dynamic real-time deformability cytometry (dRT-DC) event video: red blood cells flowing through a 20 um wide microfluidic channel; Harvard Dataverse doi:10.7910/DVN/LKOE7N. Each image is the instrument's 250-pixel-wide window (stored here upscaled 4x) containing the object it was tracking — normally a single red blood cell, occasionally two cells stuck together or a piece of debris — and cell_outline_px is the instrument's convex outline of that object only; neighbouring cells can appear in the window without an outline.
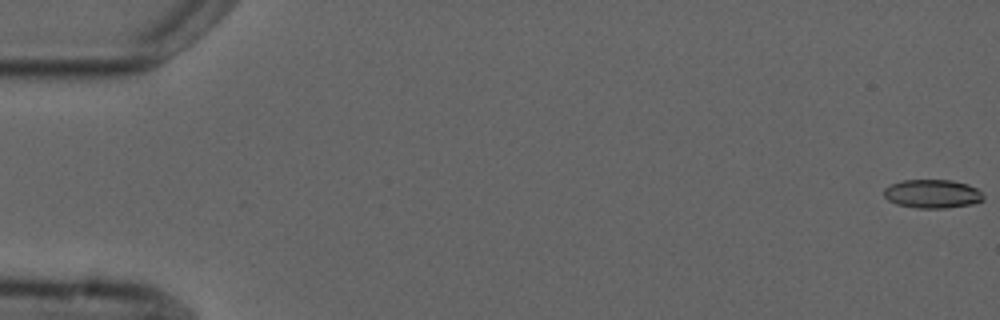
{"species": "common noctule bat (a hibernating species)", "species_latin": "Nyctalus noctula", "temperature_condition": "cold", "stored_images_in_passage": 6, "camera_frame_rate_fps": 3000, "um_per_image_px": 0.085, "animal": {"sex": "male", "forearm_length_mm": 52.5}, "frame": {"image": 1, "passage_image": 1, "time_ms": 0.0, "image_size_px": [1000, 320], "cell_outline_px": [[984, 200], [972, 204], [948, 208], [916, 208], [896, 204], [888, 200], [884, 196], [884, 188], [900, 180], [952, 180], [968, 184], [976, 188], [984, 196]], "centroid_in_image_um": [79.25, 16.48], "position_along_channel_um": 5.7, "area_um2": 16.7}}
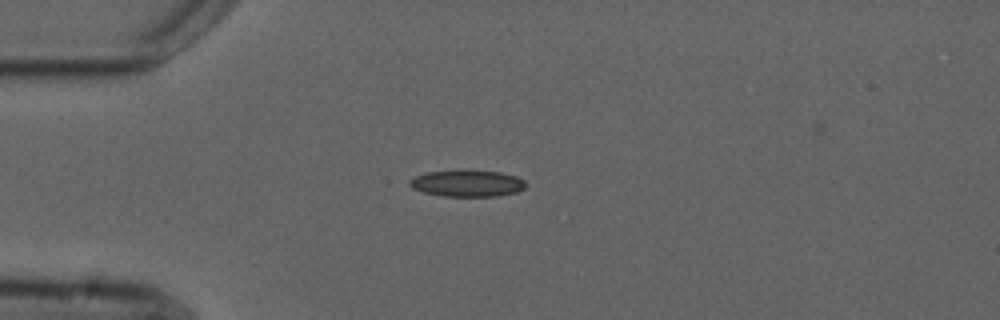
{"frame": {"image": 2, "passage_image": 5, "time_ms": 4.667, "image_size_px": [1000, 320], "cell_outline_px": [[528, 184], [524, 188], [516, 192], [496, 196], [444, 196], [424, 192], [412, 188], [408, 184], [408, 180], [412, 176], [428, 172], [456, 168], [464, 168], [500, 172], [516, 176], [524, 180]], "centroid_in_image_um": [39.68, 15.54], "position_along_channel_um": 45.3, "area_um2": 18.67}}
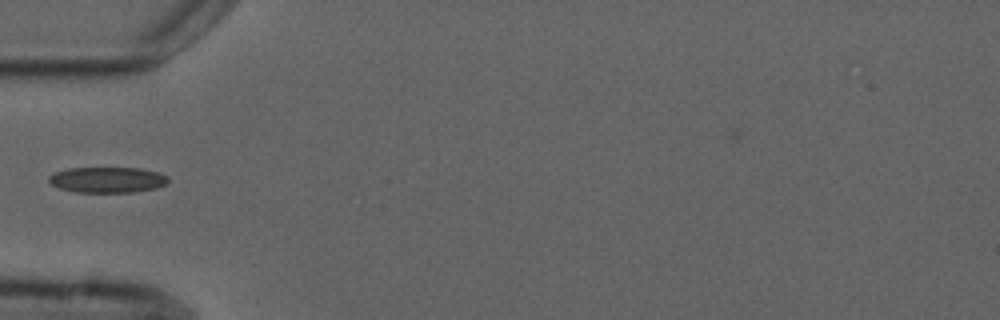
{"frame": {"image": 3, "passage_image": 6, "time_ms": 6.0, "image_size_px": [1000, 320], "cell_outline_px": [[168, 180], [164, 184], [156, 188], [136, 192], [76, 192], [60, 188], [52, 184], [48, 180], [48, 176], [56, 172], [68, 168], [140, 168], [160, 172], [168, 176]], "centroid_in_image_um": [9.15, 15.28], "position_along_channel_um": 75.9, "area_um2": 17.86}}